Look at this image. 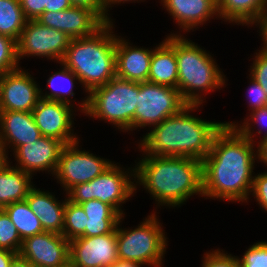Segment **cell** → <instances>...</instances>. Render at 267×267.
<instances>
[{"label": "cell", "instance_id": "ee69618b", "mask_svg": "<svg viewBox=\"0 0 267 267\" xmlns=\"http://www.w3.org/2000/svg\"><path fill=\"white\" fill-rule=\"evenodd\" d=\"M257 147V158L267 164V140L260 141ZM267 166V165H266Z\"/></svg>", "mask_w": 267, "mask_h": 267}, {"label": "cell", "instance_id": "d590c367", "mask_svg": "<svg viewBox=\"0 0 267 267\" xmlns=\"http://www.w3.org/2000/svg\"><path fill=\"white\" fill-rule=\"evenodd\" d=\"M251 192L259 205L267 211V172L254 176Z\"/></svg>", "mask_w": 267, "mask_h": 267}, {"label": "cell", "instance_id": "6da1fadb", "mask_svg": "<svg viewBox=\"0 0 267 267\" xmlns=\"http://www.w3.org/2000/svg\"><path fill=\"white\" fill-rule=\"evenodd\" d=\"M246 121L239 127L223 123L215 133L210 151L202 160V196L247 202L257 151L254 153L250 119Z\"/></svg>", "mask_w": 267, "mask_h": 267}, {"label": "cell", "instance_id": "d4e9b609", "mask_svg": "<svg viewBox=\"0 0 267 267\" xmlns=\"http://www.w3.org/2000/svg\"><path fill=\"white\" fill-rule=\"evenodd\" d=\"M3 209L18 230L22 241L25 238L44 232L39 217L33 213L26 200L11 203Z\"/></svg>", "mask_w": 267, "mask_h": 267}, {"label": "cell", "instance_id": "ba28073f", "mask_svg": "<svg viewBox=\"0 0 267 267\" xmlns=\"http://www.w3.org/2000/svg\"><path fill=\"white\" fill-rule=\"evenodd\" d=\"M126 172L113 163L93 180L72 187L66 193L67 199L76 204L97 199L109 204L120 216H123L120 204L128 200L136 191L134 181L130 180L131 176Z\"/></svg>", "mask_w": 267, "mask_h": 267}, {"label": "cell", "instance_id": "cb8c5ba5", "mask_svg": "<svg viewBox=\"0 0 267 267\" xmlns=\"http://www.w3.org/2000/svg\"><path fill=\"white\" fill-rule=\"evenodd\" d=\"M267 10V0H219L218 16L229 23L253 25Z\"/></svg>", "mask_w": 267, "mask_h": 267}, {"label": "cell", "instance_id": "f6af8a7d", "mask_svg": "<svg viewBox=\"0 0 267 267\" xmlns=\"http://www.w3.org/2000/svg\"><path fill=\"white\" fill-rule=\"evenodd\" d=\"M104 4V22H111L110 18L107 16L108 15V9L107 7H111V4H116V3H121V2H126V1H136V0H102ZM138 1V0H137ZM110 5V6H109Z\"/></svg>", "mask_w": 267, "mask_h": 267}, {"label": "cell", "instance_id": "8d00e7d4", "mask_svg": "<svg viewBox=\"0 0 267 267\" xmlns=\"http://www.w3.org/2000/svg\"><path fill=\"white\" fill-rule=\"evenodd\" d=\"M250 89H249V94L250 96L249 99V106H251V110H256L261 107L267 106V94L264 91V89L261 87V85L254 79L250 78Z\"/></svg>", "mask_w": 267, "mask_h": 267}, {"label": "cell", "instance_id": "e0dca14e", "mask_svg": "<svg viewBox=\"0 0 267 267\" xmlns=\"http://www.w3.org/2000/svg\"><path fill=\"white\" fill-rule=\"evenodd\" d=\"M63 146L58 139L41 136L37 141L21 145L14 151L15 160L19 163L15 167L31 175L35 171L45 170L54 175Z\"/></svg>", "mask_w": 267, "mask_h": 267}, {"label": "cell", "instance_id": "b9f144b4", "mask_svg": "<svg viewBox=\"0 0 267 267\" xmlns=\"http://www.w3.org/2000/svg\"><path fill=\"white\" fill-rule=\"evenodd\" d=\"M72 5L69 0H47L45 11H62L70 8Z\"/></svg>", "mask_w": 267, "mask_h": 267}, {"label": "cell", "instance_id": "4316f807", "mask_svg": "<svg viewBox=\"0 0 267 267\" xmlns=\"http://www.w3.org/2000/svg\"><path fill=\"white\" fill-rule=\"evenodd\" d=\"M60 64L63 66V69L61 71L53 73L52 76H50L47 80L46 89L50 87L52 89L51 92L49 94L46 93L45 95H42V89L40 88V98L46 100H55L73 106V104L70 103V99H68V97L69 95L70 97L75 95L72 90L74 87V80L79 81V78L64 64H62L61 62Z\"/></svg>", "mask_w": 267, "mask_h": 267}, {"label": "cell", "instance_id": "ab89813d", "mask_svg": "<svg viewBox=\"0 0 267 267\" xmlns=\"http://www.w3.org/2000/svg\"><path fill=\"white\" fill-rule=\"evenodd\" d=\"M250 117H251L250 118L251 122L253 121L252 123H257V124L259 123L261 125H264V128H265V125L267 127V106L253 110L251 112ZM261 125H260V128H261ZM261 129H263V126ZM265 134L264 136H262L263 138L260 141L267 140V131L265 132Z\"/></svg>", "mask_w": 267, "mask_h": 267}, {"label": "cell", "instance_id": "83f0119b", "mask_svg": "<svg viewBox=\"0 0 267 267\" xmlns=\"http://www.w3.org/2000/svg\"><path fill=\"white\" fill-rule=\"evenodd\" d=\"M87 220L88 217L82 206L66 199L62 235L69 241L85 237Z\"/></svg>", "mask_w": 267, "mask_h": 267}, {"label": "cell", "instance_id": "44dd1931", "mask_svg": "<svg viewBox=\"0 0 267 267\" xmlns=\"http://www.w3.org/2000/svg\"><path fill=\"white\" fill-rule=\"evenodd\" d=\"M147 81L178 88L175 34H170L158 47L153 49Z\"/></svg>", "mask_w": 267, "mask_h": 267}, {"label": "cell", "instance_id": "ffe728a7", "mask_svg": "<svg viewBox=\"0 0 267 267\" xmlns=\"http://www.w3.org/2000/svg\"><path fill=\"white\" fill-rule=\"evenodd\" d=\"M180 28L185 31L204 24L214 15L218 16L213 0H161Z\"/></svg>", "mask_w": 267, "mask_h": 267}, {"label": "cell", "instance_id": "2e32d148", "mask_svg": "<svg viewBox=\"0 0 267 267\" xmlns=\"http://www.w3.org/2000/svg\"><path fill=\"white\" fill-rule=\"evenodd\" d=\"M73 106L40 98L32 110L35 124L42 136L58 139L64 145L78 140L72 132Z\"/></svg>", "mask_w": 267, "mask_h": 267}, {"label": "cell", "instance_id": "74e56055", "mask_svg": "<svg viewBox=\"0 0 267 267\" xmlns=\"http://www.w3.org/2000/svg\"><path fill=\"white\" fill-rule=\"evenodd\" d=\"M20 6L27 20H36L45 12L47 0H19Z\"/></svg>", "mask_w": 267, "mask_h": 267}, {"label": "cell", "instance_id": "7bdbcfd3", "mask_svg": "<svg viewBox=\"0 0 267 267\" xmlns=\"http://www.w3.org/2000/svg\"><path fill=\"white\" fill-rule=\"evenodd\" d=\"M18 254L7 249H0V267H9Z\"/></svg>", "mask_w": 267, "mask_h": 267}, {"label": "cell", "instance_id": "5bb4252c", "mask_svg": "<svg viewBox=\"0 0 267 267\" xmlns=\"http://www.w3.org/2000/svg\"><path fill=\"white\" fill-rule=\"evenodd\" d=\"M40 100V88L30 73L17 68L0 75V111L32 112Z\"/></svg>", "mask_w": 267, "mask_h": 267}, {"label": "cell", "instance_id": "f35d334b", "mask_svg": "<svg viewBox=\"0 0 267 267\" xmlns=\"http://www.w3.org/2000/svg\"><path fill=\"white\" fill-rule=\"evenodd\" d=\"M72 6H81L94 11L104 21V4L102 0H69Z\"/></svg>", "mask_w": 267, "mask_h": 267}, {"label": "cell", "instance_id": "5b68a950", "mask_svg": "<svg viewBox=\"0 0 267 267\" xmlns=\"http://www.w3.org/2000/svg\"><path fill=\"white\" fill-rule=\"evenodd\" d=\"M175 53L178 90L187 104L201 105L203 99L199 91H213L225 84V77L213 57L191 40L175 34Z\"/></svg>", "mask_w": 267, "mask_h": 267}, {"label": "cell", "instance_id": "3957f363", "mask_svg": "<svg viewBox=\"0 0 267 267\" xmlns=\"http://www.w3.org/2000/svg\"><path fill=\"white\" fill-rule=\"evenodd\" d=\"M130 174L158 204L180 206L202 192V161L191 157L146 155Z\"/></svg>", "mask_w": 267, "mask_h": 267}, {"label": "cell", "instance_id": "7a4b0ae2", "mask_svg": "<svg viewBox=\"0 0 267 267\" xmlns=\"http://www.w3.org/2000/svg\"><path fill=\"white\" fill-rule=\"evenodd\" d=\"M199 105H187L143 136L140 147L147 155L191 157L202 161L210 151L215 133L223 122L202 120L189 112Z\"/></svg>", "mask_w": 267, "mask_h": 267}, {"label": "cell", "instance_id": "484cf974", "mask_svg": "<svg viewBox=\"0 0 267 267\" xmlns=\"http://www.w3.org/2000/svg\"><path fill=\"white\" fill-rule=\"evenodd\" d=\"M26 22L19 0H0V35L18 42Z\"/></svg>", "mask_w": 267, "mask_h": 267}, {"label": "cell", "instance_id": "e575fe53", "mask_svg": "<svg viewBox=\"0 0 267 267\" xmlns=\"http://www.w3.org/2000/svg\"><path fill=\"white\" fill-rule=\"evenodd\" d=\"M250 70V76L261 85L267 94V54L259 50Z\"/></svg>", "mask_w": 267, "mask_h": 267}, {"label": "cell", "instance_id": "7dc6e473", "mask_svg": "<svg viewBox=\"0 0 267 267\" xmlns=\"http://www.w3.org/2000/svg\"><path fill=\"white\" fill-rule=\"evenodd\" d=\"M140 266H142V264L135 261L118 259L110 267H140Z\"/></svg>", "mask_w": 267, "mask_h": 267}, {"label": "cell", "instance_id": "7c38bea8", "mask_svg": "<svg viewBox=\"0 0 267 267\" xmlns=\"http://www.w3.org/2000/svg\"><path fill=\"white\" fill-rule=\"evenodd\" d=\"M69 252L70 241L62 234L44 231L25 238L19 255L34 267H66Z\"/></svg>", "mask_w": 267, "mask_h": 267}, {"label": "cell", "instance_id": "4fadbf2b", "mask_svg": "<svg viewBox=\"0 0 267 267\" xmlns=\"http://www.w3.org/2000/svg\"><path fill=\"white\" fill-rule=\"evenodd\" d=\"M117 260L116 228L108 234L70 241L69 264L73 267H110Z\"/></svg>", "mask_w": 267, "mask_h": 267}, {"label": "cell", "instance_id": "9a60e30c", "mask_svg": "<svg viewBox=\"0 0 267 267\" xmlns=\"http://www.w3.org/2000/svg\"><path fill=\"white\" fill-rule=\"evenodd\" d=\"M36 20L64 32L71 39L91 36L105 24L94 11L81 6H71L57 12L45 11Z\"/></svg>", "mask_w": 267, "mask_h": 267}, {"label": "cell", "instance_id": "8992f818", "mask_svg": "<svg viewBox=\"0 0 267 267\" xmlns=\"http://www.w3.org/2000/svg\"><path fill=\"white\" fill-rule=\"evenodd\" d=\"M139 83L112 78L105 85L90 91L81 103V111L92 118L107 120L121 130H134Z\"/></svg>", "mask_w": 267, "mask_h": 267}, {"label": "cell", "instance_id": "60d3db41", "mask_svg": "<svg viewBox=\"0 0 267 267\" xmlns=\"http://www.w3.org/2000/svg\"><path fill=\"white\" fill-rule=\"evenodd\" d=\"M254 23L259 25L260 33H262L260 35H262L264 47L262 46L261 51L267 54V10Z\"/></svg>", "mask_w": 267, "mask_h": 267}, {"label": "cell", "instance_id": "c3c4849f", "mask_svg": "<svg viewBox=\"0 0 267 267\" xmlns=\"http://www.w3.org/2000/svg\"><path fill=\"white\" fill-rule=\"evenodd\" d=\"M8 156L2 145L0 144V169L8 162Z\"/></svg>", "mask_w": 267, "mask_h": 267}, {"label": "cell", "instance_id": "277c9868", "mask_svg": "<svg viewBox=\"0 0 267 267\" xmlns=\"http://www.w3.org/2000/svg\"><path fill=\"white\" fill-rule=\"evenodd\" d=\"M113 22L105 23L88 37L71 39L61 61L73 71L89 93L116 77V39Z\"/></svg>", "mask_w": 267, "mask_h": 267}, {"label": "cell", "instance_id": "bcb514c9", "mask_svg": "<svg viewBox=\"0 0 267 267\" xmlns=\"http://www.w3.org/2000/svg\"><path fill=\"white\" fill-rule=\"evenodd\" d=\"M9 267H34L27 259L22 258L19 254L12 260Z\"/></svg>", "mask_w": 267, "mask_h": 267}, {"label": "cell", "instance_id": "f546056e", "mask_svg": "<svg viewBox=\"0 0 267 267\" xmlns=\"http://www.w3.org/2000/svg\"><path fill=\"white\" fill-rule=\"evenodd\" d=\"M17 41L0 35V75L19 68Z\"/></svg>", "mask_w": 267, "mask_h": 267}, {"label": "cell", "instance_id": "603a6c76", "mask_svg": "<svg viewBox=\"0 0 267 267\" xmlns=\"http://www.w3.org/2000/svg\"><path fill=\"white\" fill-rule=\"evenodd\" d=\"M7 162L0 169V209L14 203L24 201L28 196L32 175Z\"/></svg>", "mask_w": 267, "mask_h": 267}, {"label": "cell", "instance_id": "9c48e42d", "mask_svg": "<svg viewBox=\"0 0 267 267\" xmlns=\"http://www.w3.org/2000/svg\"><path fill=\"white\" fill-rule=\"evenodd\" d=\"M136 104L135 129L155 126L188 105L178 88L148 81L139 83Z\"/></svg>", "mask_w": 267, "mask_h": 267}, {"label": "cell", "instance_id": "52a82bcc", "mask_svg": "<svg viewBox=\"0 0 267 267\" xmlns=\"http://www.w3.org/2000/svg\"><path fill=\"white\" fill-rule=\"evenodd\" d=\"M116 226L118 259L159 267L166 252L167 241L160 222L153 213L137 228L124 230Z\"/></svg>", "mask_w": 267, "mask_h": 267}, {"label": "cell", "instance_id": "30bf717a", "mask_svg": "<svg viewBox=\"0 0 267 267\" xmlns=\"http://www.w3.org/2000/svg\"><path fill=\"white\" fill-rule=\"evenodd\" d=\"M78 143L77 140L63 146L54 174L66 192L78 184L93 180L113 164L92 153L77 149Z\"/></svg>", "mask_w": 267, "mask_h": 267}, {"label": "cell", "instance_id": "8fae6325", "mask_svg": "<svg viewBox=\"0 0 267 267\" xmlns=\"http://www.w3.org/2000/svg\"><path fill=\"white\" fill-rule=\"evenodd\" d=\"M70 41L71 38L62 31L42 25L37 20H27L17 42L18 59L43 56L60 63Z\"/></svg>", "mask_w": 267, "mask_h": 267}, {"label": "cell", "instance_id": "ac0fdd59", "mask_svg": "<svg viewBox=\"0 0 267 267\" xmlns=\"http://www.w3.org/2000/svg\"><path fill=\"white\" fill-rule=\"evenodd\" d=\"M32 112L0 111V144L6 152L8 145L15 151L19 146L41 137Z\"/></svg>", "mask_w": 267, "mask_h": 267}, {"label": "cell", "instance_id": "d6a6232c", "mask_svg": "<svg viewBox=\"0 0 267 267\" xmlns=\"http://www.w3.org/2000/svg\"><path fill=\"white\" fill-rule=\"evenodd\" d=\"M205 254L202 267H239L238 259L235 256L225 254L218 249Z\"/></svg>", "mask_w": 267, "mask_h": 267}, {"label": "cell", "instance_id": "f1b7e54d", "mask_svg": "<svg viewBox=\"0 0 267 267\" xmlns=\"http://www.w3.org/2000/svg\"><path fill=\"white\" fill-rule=\"evenodd\" d=\"M22 246V239L18 230L12 223L7 212L0 209V249H7L19 254Z\"/></svg>", "mask_w": 267, "mask_h": 267}, {"label": "cell", "instance_id": "836d02e7", "mask_svg": "<svg viewBox=\"0 0 267 267\" xmlns=\"http://www.w3.org/2000/svg\"><path fill=\"white\" fill-rule=\"evenodd\" d=\"M119 219H88L86 221L85 236H97L111 233L117 226Z\"/></svg>", "mask_w": 267, "mask_h": 267}, {"label": "cell", "instance_id": "4dcf8cb0", "mask_svg": "<svg viewBox=\"0 0 267 267\" xmlns=\"http://www.w3.org/2000/svg\"><path fill=\"white\" fill-rule=\"evenodd\" d=\"M239 267H267V242L253 244L238 258Z\"/></svg>", "mask_w": 267, "mask_h": 267}, {"label": "cell", "instance_id": "7402d4cb", "mask_svg": "<svg viewBox=\"0 0 267 267\" xmlns=\"http://www.w3.org/2000/svg\"><path fill=\"white\" fill-rule=\"evenodd\" d=\"M25 200L39 217L44 231L62 234L66 199L61 203L50 192H42L33 186Z\"/></svg>", "mask_w": 267, "mask_h": 267}, {"label": "cell", "instance_id": "d6986e66", "mask_svg": "<svg viewBox=\"0 0 267 267\" xmlns=\"http://www.w3.org/2000/svg\"><path fill=\"white\" fill-rule=\"evenodd\" d=\"M120 37L116 39V77L132 82L148 80L153 50L132 47Z\"/></svg>", "mask_w": 267, "mask_h": 267}, {"label": "cell", "instance_id": "1f68e13d", "mask_svg": "<svg viewBox=\"0 0 267 267\" xmlns=\"http://www.w3.org/2000/svg\"><path fill=\"white\" fill-rule=\"evenodd\" d=\"M88 219H120V215L109 205L93 199L80 203Z\"/></svg>", "mask_w": 267, "mask_h": 267}]
</instances>
